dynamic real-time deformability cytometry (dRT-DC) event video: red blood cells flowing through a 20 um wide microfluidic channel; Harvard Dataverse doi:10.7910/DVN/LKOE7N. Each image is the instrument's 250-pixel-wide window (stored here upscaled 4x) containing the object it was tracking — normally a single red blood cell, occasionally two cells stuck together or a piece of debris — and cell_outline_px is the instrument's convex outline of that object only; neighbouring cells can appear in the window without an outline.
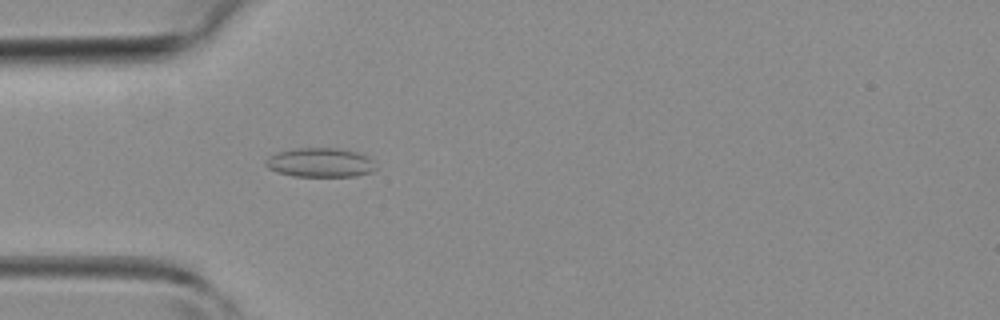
{"species": "common noctule bat (a hibernating species)", "species_latin": "Nyctalus noctula", "temperature_condition": "room temperature", "stored_images_in_passage": 45, "camera_frame_rate_fps": 3000, "um_per_image_px": 0.085, "animal": {"sex": "female", "body_mass_g": 19.3, "forearm_length_mm": 54.1}, "frame": {"image": 1, "passage_image": 13, "time_ms": 4.0, "image_size_px": [1000, 320], "cell_outline_px": [[376, 168], [372, 172], [356, 176], [292, 176], [276, 172], [268, 168], [264, 164], [264, 160], [268, 156], [276, 152], [296, 148], [336, 148], [360, 152], [368, 156], [372, 160]], "centroid_in_image_um": [27.19, 13.81], "position_along_channel_um": 57.8, "area_um2": 19.02}}
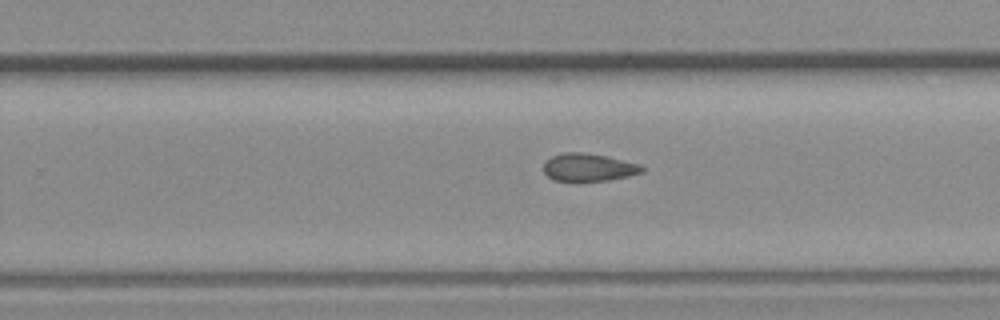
{"frame": {"image": 2, "passage_image": 28, "time_ms": 9.0, "image_size_px": [1000, 320], "cell_outline_px": [[644, 172], [628, 176], [608, 180], [576, 184], [552, 180], [544, 172], [544, 160], [552, 156], [564, 152], [584, 152], [604, 156], [640, 164], [644, 168]], "centroid_in_image_um": [49.97, 14.27], "position_along_channel_um": 279.8, "area_um2": 16.53}}
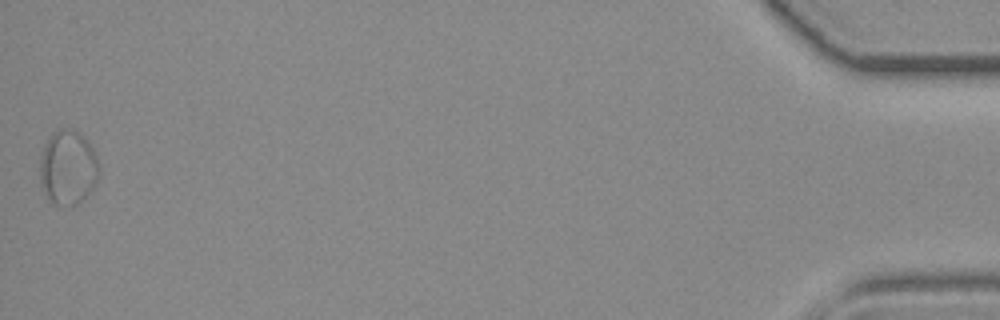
{"frame": {"image": 3, "passage_image": 45, "time_ms": 14.667, "image_size_px": [1000, 320], "cell_outline_px": [[100, 172], [92, 188], [76, 204], [52, 204], [48, 200], [40, 184], [40, 156], [44, 144], [48, 136], [52, 132], [60, 128], [72, 128], [80, 132], [84, 136], [92, 148], [96, 156], [100, 168]], "centroid_in_image_um": [5.74, 14.18], "position_along_channel_um": 429.5, "area_um2": 25.84}}